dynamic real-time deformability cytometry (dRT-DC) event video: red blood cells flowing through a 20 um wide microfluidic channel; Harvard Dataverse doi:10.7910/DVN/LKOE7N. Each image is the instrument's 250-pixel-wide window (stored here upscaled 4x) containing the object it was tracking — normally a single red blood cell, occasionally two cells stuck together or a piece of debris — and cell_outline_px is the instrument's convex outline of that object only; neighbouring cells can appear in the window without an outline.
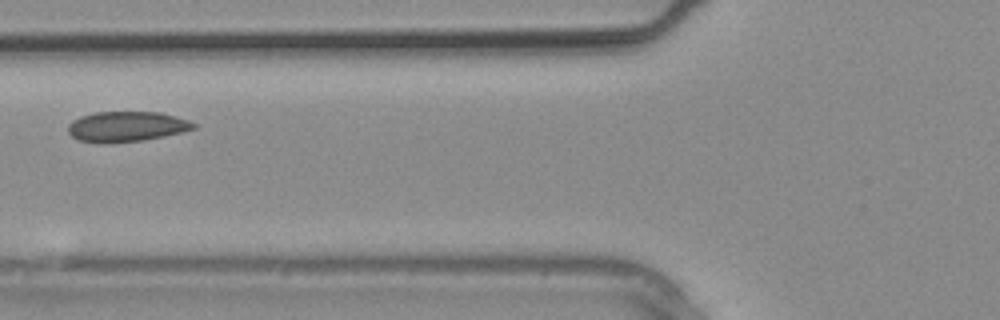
{"species": "common noctule bat (a hibernating species)", "species_latin": "Nyctalus noctula", "temperature_condition": "warm", "stored_images_in_passage": 3, "camera_frame_rate_fps": 3000, "um_per_image_px": 0.085, "animal": {"sex": "male", "body_mass_g": 20.4}, "frame": {"image": 1, "passage_image": 3, "time_ms": 0.667, "image_size_px": [1000, 320], "cell_outline_px": [[200, 124], [196, 128], [164, 136], [144, 140], [80, 140], [72, 136], [68, 132], [68, 124], [72, 120], [80, 116], [96, 112], [160, 112], [188, 120]], "centroid_in_image_um": [10.82, 10.7], "position_along_channel_um": 115.0, "area_um2": 21.33}}